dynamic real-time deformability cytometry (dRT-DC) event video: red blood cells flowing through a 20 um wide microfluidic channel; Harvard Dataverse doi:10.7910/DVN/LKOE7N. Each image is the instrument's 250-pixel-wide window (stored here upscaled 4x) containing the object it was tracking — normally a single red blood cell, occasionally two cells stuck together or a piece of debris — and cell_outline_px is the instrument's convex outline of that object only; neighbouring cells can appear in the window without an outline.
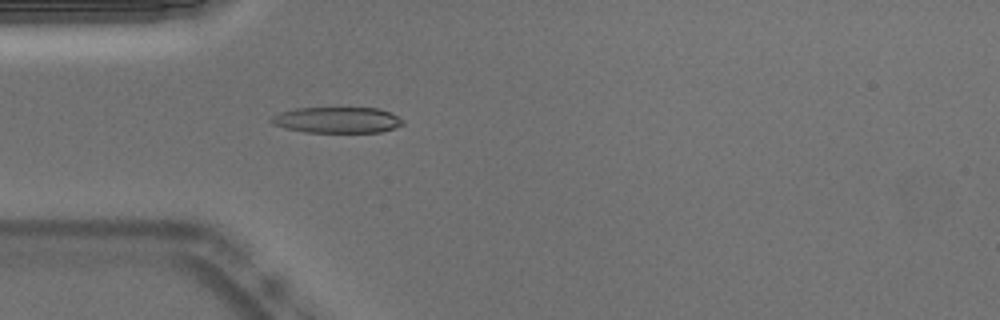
{"species": "Egyptian fruit bat (a non-hibernating species)", "species_latin": "Rousettus aegyptiacus", "temperature_condition": "warm", "stored_images_in_passage": 50, "segment_of_instrument_passage": [1, 2], "camera_frame_rate_fps": 3000, "um_per_image_px": 0.085, "animal": {"sex": "male"}, "frame": {"image": 1, "passage_image": 15, "time_ms": 4.667, "image_size_px": [1000, 320], "cell_outline_px": [[404, 124], [396, 128], [380, 132], [304, 132], [284, 128], [272, 124], [268, 120], [272, 116], [280, 112], [296, 108], [380, 108], [392, 112], [404, 120]], "centroid_in_image_um": [28.67, 10.2], "position_along_channel_um": 56.3, "area_um2": 20.17}}
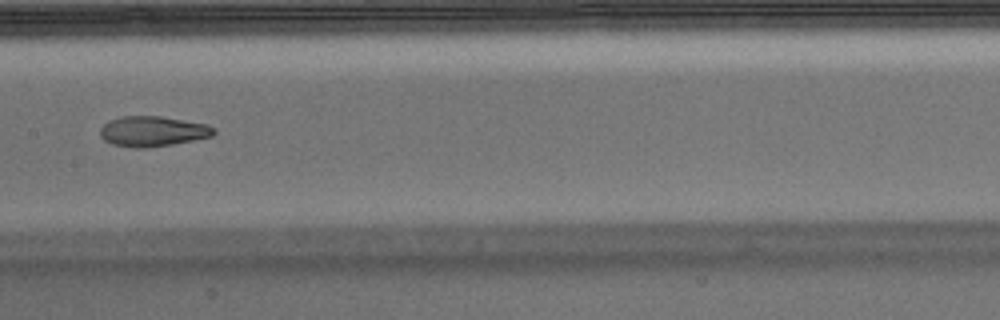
{"frame": {"image": 2, "passage_image": 26, "time_ms": 8.333, "image_size_px": [1000, 320], "cell_outline_px": [[216, 132], [212, 136], [172, 144], [148, 148], [132, 148], [112, 144], [104, 140], [100, 136], [100, 128], [108, 120], [120, 116], [160, 116], [208, 124], [216, 128]], "centroid_in_image_um": [12.96, 11.16], "position_along_channel_um": 194.4, "area_um2": 20.23}}
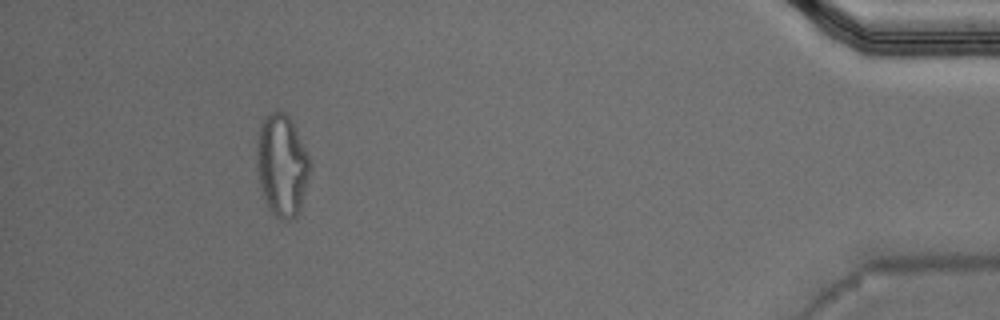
{"frame": {"image": 3, "passage_image": 48, "time_ms": 15.667, "image_size_px": [1000, 320], "cell_outline_px": [[308, 176], [300, 208], [296, 220], [280, 220], [268, 208], [260, 184], [256, 156], [256, 144], [260, 128], [264, 116], [268, 112], [276, 108], [284, 112], [292, 120], [308, 152]], "centroid_in_image_um": [23.95, 14.01], "position_along_channel_um": 411.3, "area_um2": 31.62}}